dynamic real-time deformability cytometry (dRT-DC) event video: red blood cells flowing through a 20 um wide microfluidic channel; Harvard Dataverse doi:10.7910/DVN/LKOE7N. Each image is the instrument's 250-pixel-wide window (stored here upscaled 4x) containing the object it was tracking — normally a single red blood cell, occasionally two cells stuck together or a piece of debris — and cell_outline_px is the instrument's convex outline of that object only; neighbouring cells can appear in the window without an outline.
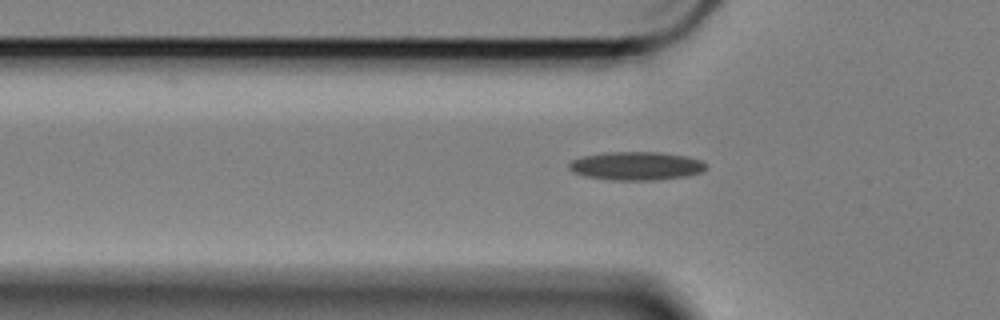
{"species": "Egyptian fruit bat (a non-hibernating species)", "species_latin": "Rousettus aegyptiacus", "temperature_condition": "cold", "stored_images_in_passage": 33, "camera_frame_rate_fps": 3000, "um_per_image_px": 0.085, "animal": {"sex": "female"}, "frame": {"image": 1, "passage_image": 2, "time_ms": 0.333, "image_size_px": [1000, 320], "cell_outline_px": [[708, 164], [700, 172], [688, 176], [660, 180], [608, 180], [584, 176], [572, 172], [568, 168], [568, 164], [572, 160], [584, 156], [608, 152], [660, 152], [688, 156], [700, 160]], "centroid_in_image_um": [54.07, 14.11], "position_along_channel_um": 71.7, "area_um2": 22.89}}
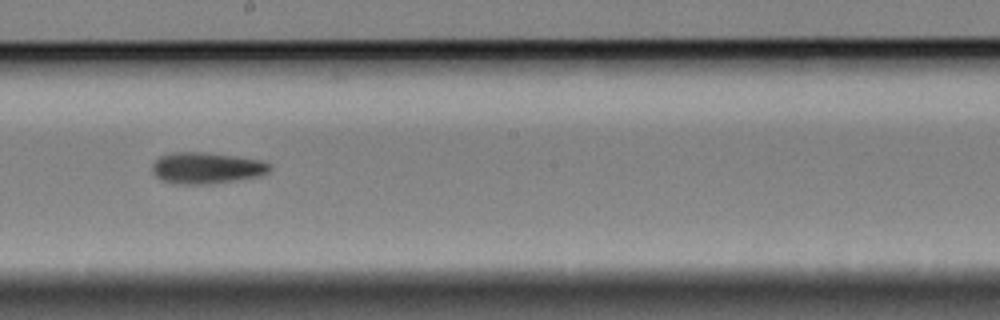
{"frame": {"image": 2, "passage_image": 16, "time_ms": 5.0, "image_size_px": [1000, 320], "cell_outline_px": [[272, 168], [268, 172], [256, 176], [208, 184], [172, 184], [160, 180], [152, 172], [152, 164], [160, 156], [172, 152], [204, 152], [236, 156], [260, 160], [272, 164]], "centroid_in_image_um": [17.51, 14.27], "position_along_channel_um": 230.7, "area_um2": 21.44}}
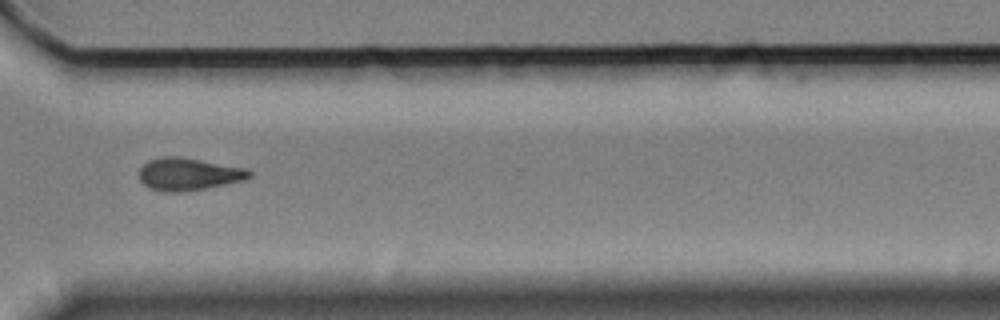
{"frame": {"image": 3, "passage_image": 27, "time_ms": 8.667, "image_size_px": [1000, 320], "cell_outline_px": [[252, 176], [244, 180], [204, 188], [180, 192], [160, 192], [148, 188], [140, 180], [140, 168], [148, 160], [164, 156], [180, 156], [248, 168], [252, 172]], "centroid_in_image_um": [16.02, 14.79], "position_along_channel_um": 354.6, "area_um2": 20.98}, "authors_computed_cell_mechanics": {"area_um2": 20.9236, "velocity_mm_per_s": 3.3882, "shape_relaxation_time_tau1_ms": null, "shape_relaxation_time_tau2_ms": 8.5704, "deformation_change_tau1": null, "deformation_change_tau2": 0.1622}}